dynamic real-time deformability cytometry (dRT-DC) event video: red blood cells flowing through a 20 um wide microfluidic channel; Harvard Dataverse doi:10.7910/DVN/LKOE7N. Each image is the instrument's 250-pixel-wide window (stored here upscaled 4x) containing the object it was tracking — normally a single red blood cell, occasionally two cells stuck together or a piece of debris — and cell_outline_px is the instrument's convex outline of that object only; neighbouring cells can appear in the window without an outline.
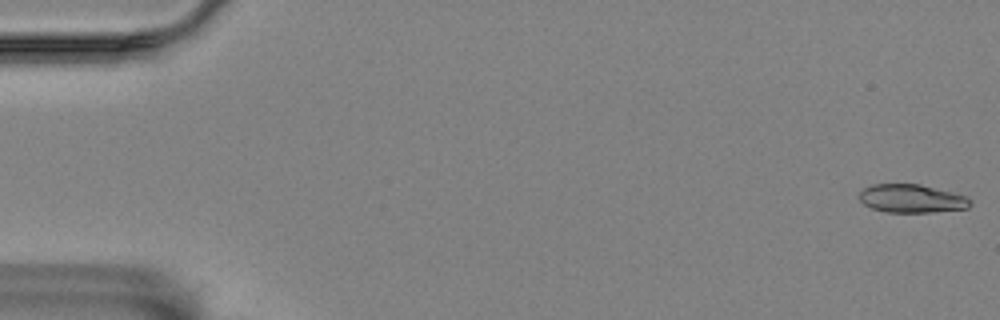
{"species": "Egyptian fruit bat (a non-hibernating species)", "species_latin": "Rousettus aegyptiacus", "temperature_condition": "room temperature", "stored_images_in_passage": 57, "camera_frame_rate_fps": 3000, "um_per_image_px": 0.085, "animal": {"sex": "female"}, "frame": {"image": 1, "passage_image": 1, "time_ms": 0.0, "image_size_px": [1000, 320], "cell_outline_px": [[972, 204], [968, 208], [928, 212], [884, 212], [872, 208], [864, 204], [860, 200], [860, 192], [864, 188], [872, 184], [920, 184], [964, 196], [972, 200]], "centroid_in_image_um": [77.47, 16.88], "position_along_channel_um": 7.5, "area_um2": 18.09}}
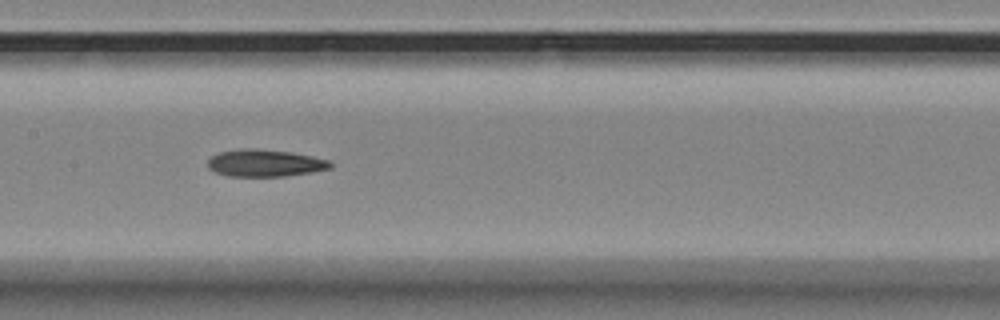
{"frame": {"image": 2, "passage_image": 28, "time_ms": 9.0, "image_size_px": [1000, 320], "cell_outline_px": [[332, 168], [312, 172], [284, 176], [228, 176], [216, 172], [208, 168], [208, 160], [216, 152], [240, 148], [256, 148], [292, 152], [332, 160]], "centroid_in_image_um": [22.53, 13.84], "position_along_channel_um": 184.9, "area_um2": 19.65}}
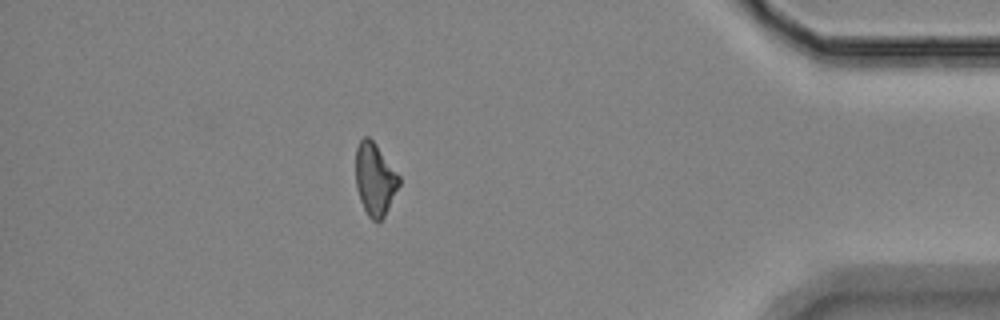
{"frame": {"image": 3, "passage_image": 50, "time_ms": 16.333, "image_size_px": [1000, 320], "cell_outline_px": [[400, 184], [380, 224], [372, 220], [368, 216], [360, 200], [356, 188], [356, 148], [360, 140], [364, 136], [368, 136], [376, 144], [400, 176]], "centroid_in_image_um": [31.86, 15.25], "position_along_channel_um": 403.3, "area_um2": 18.32}, "authors_computed_cell_mechanics": {"area_um2": 19.074, "velocity_mm_per_s": 3.5257, "shape_relaxation_time_tau1_ms": null, "shape_relaxation_time_tau2_ms": 8.2677, "deformation_change_tau1": null, "deformation_change_tau2": 0.181}}